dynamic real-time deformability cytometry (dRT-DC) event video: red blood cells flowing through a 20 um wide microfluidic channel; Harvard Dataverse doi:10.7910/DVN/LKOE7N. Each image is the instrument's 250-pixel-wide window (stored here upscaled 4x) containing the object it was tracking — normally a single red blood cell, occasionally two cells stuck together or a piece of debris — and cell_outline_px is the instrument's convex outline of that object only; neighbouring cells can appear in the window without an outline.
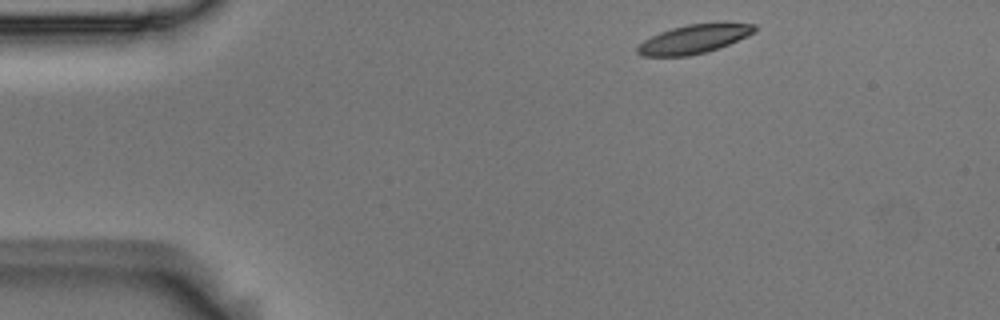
{"species": "Egyptian fruit bat (a non-hibernating species)", "species_latin": "Rousettus aegyptiacus", "temperature_condition": "room temperature", "stored_images_in_passage": 2, "camera_frame_rate_fps": 3000, "um_per_image_px": 0.085, "animal": {"sex": "male"}, "frame": {"image": 1, "passage_image": 1, "time_ms": 0.0, "image_size_px": [1000, 320], "cell_outline_px": [[756, 32], [720, 48], [708, 52], [688, 56], [640, 56], [636, 52], [636, 48], [644, 40], [660, 32], [672, 28], [688, 24], [756, 24]], "centroid_in_image_um": [58.95, 3.35], "position_along_channel_um": 26.0, "area_um2": 19.42}}